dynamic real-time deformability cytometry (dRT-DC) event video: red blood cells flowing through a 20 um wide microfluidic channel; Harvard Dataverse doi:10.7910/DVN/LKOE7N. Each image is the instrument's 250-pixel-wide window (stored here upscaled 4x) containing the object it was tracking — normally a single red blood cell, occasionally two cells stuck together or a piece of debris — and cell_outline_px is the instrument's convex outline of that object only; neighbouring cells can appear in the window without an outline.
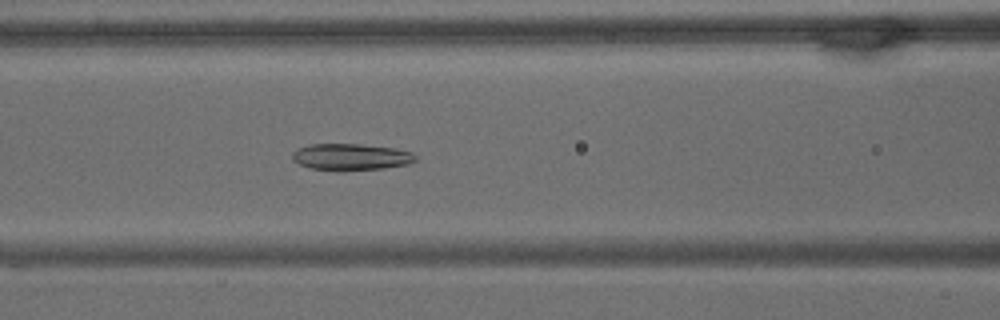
{"species": "common noctule bat (a hibernating species)", "species_latin": "Nyctalus noctula", "temperature_condition": "warm", "stored_images_in_passage": 66, "camera_frame_rate_fps": 3000, "um_per_image_px": 0.085, "animal": {"sex": "male", "body_mass_g": 15.6}, "frame": {"image": 1, "passage_image": 28, "time_ms": 9.0, "image_size_px": [1000, 320], "cell_outline_px": [[416, 160], [408, 164], [384, 168], [340, 172], [336, 172], [312, 168], [300, 164], [292, 160], [292, 152], [296, 148], [308, 144], [360, 144], [392, 148], [412, 152], [416, 156]], "centroid_in_image_um": [29.78, 13.35], "position_along_channel_um": 136.8, "area_um2": 19.42}}
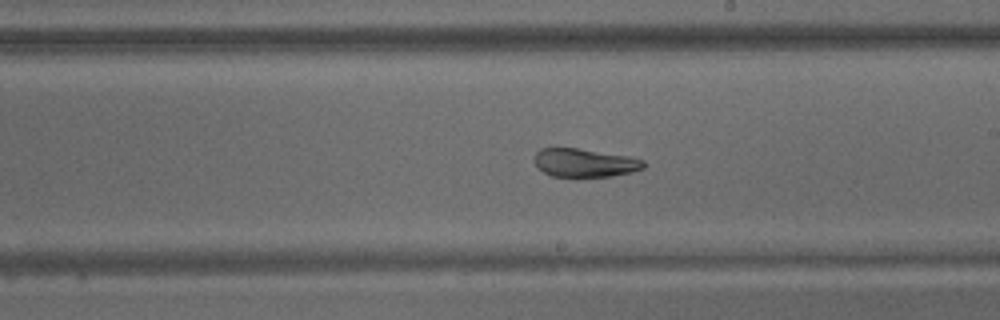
{"frame": {"image": 2, "passage_image": 38, "time_ms": 12.333, "image_size_px": [1000, 320], "cell_outline_px": [[644, 168], [632, 172], [612, 176], [552, 176], [544, 172], [532, 160], [536, 152], [540, 148], [576, 148], [628, 156], [644, 160]], "centroid_in_image_um": [49.68, 13.83], "position_along_channel_um": 239.3, "area_um2": 17.92}}
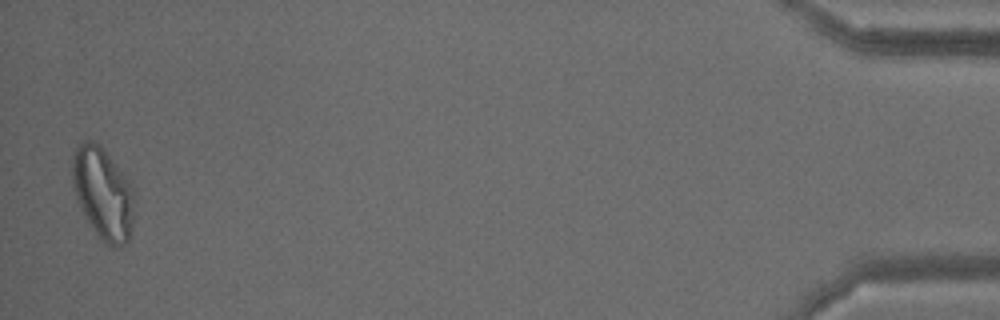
{"frame": {"image": 3, "passage_image": 65, "time_ms": 21.333, "image_size_px": [1000, 320], "cell_outline_px": [[136, 200], [132, 232], [128, 240], [120, 248], [108, 248], [96, 236], [80, 208], [72, 184], [72, 152], [84, 140], [92, 140], [104, 148], [116, 164], [132, 188]], "centroid_in_image_um": [8.76, 16.5], "position_along_channel_um": 426.4, "area_um2": 33.93}, "authors_computed_cell_mechanics": {"area_um2": 24.7384, "velocity_mm_per_s": 3.0867, "shape_relaxation_time_tau1_ms": 9.7426, "shape_relaxation_time_tau2_ms": 2.0505, "deformation_change_tau1": 0.2366, "deformation_change_tau2": 0.0915}}